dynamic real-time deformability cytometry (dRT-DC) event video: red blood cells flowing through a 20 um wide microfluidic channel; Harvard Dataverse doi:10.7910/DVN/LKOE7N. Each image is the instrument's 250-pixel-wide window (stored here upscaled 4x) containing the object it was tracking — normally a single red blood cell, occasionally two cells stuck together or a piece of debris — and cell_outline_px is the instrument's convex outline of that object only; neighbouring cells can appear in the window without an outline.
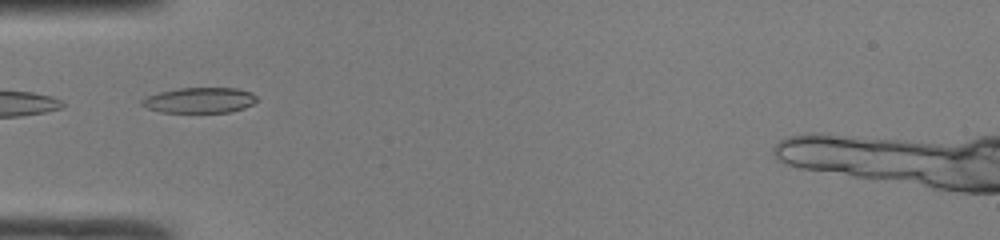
{"species": "common noctule bat (a hibernating species)", "species_latin": "Nyctalus noctula", "temperature_condition": "room temperature", "stored_images_in_passage": 32, "camera_frame_rate_fps": 3000, "um_per_image_px": 0.085, "animal": {"sex": "male", "body_mass_g": 19.0, "forearm_length_mm": 50.8}, "frame": {"image": 1, "passage_image": 1, "time_ms": 0.0, "image_size_px": [1000, 240], "cell_outline_px": [[260, 100], [244, 108], [228, 112], [160, 112], [148, 108], [140, 104], [140, 100], [148, 96], [160, 92], [180, 88], [236, 88], [252, 92]], "centroid_in_image_um": [17.0, 8.52], "position_along_channel_um": 68.0, "area_um2": 17.05}}
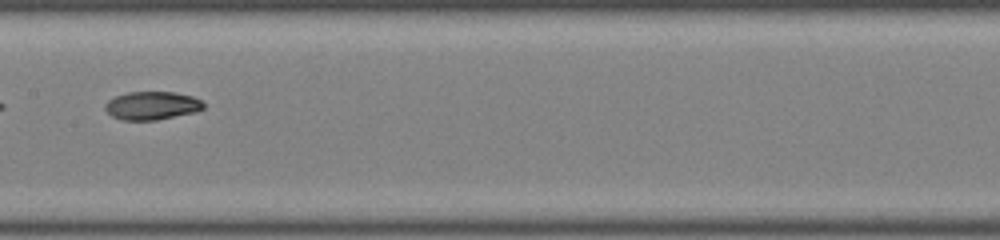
{"frame": {"image": 2, "passage_image": 10, "time_ms": 3.0, "image_size_px": [1000, 240], "cell_outline_px": [[204, 108], [192, 112], [156, 120], [120, 120], [112, 116], [104, 108], [104, 104], [108, 100], [116, 96], [128, 92], [176, 92], [192, 96], [200, 100], [204, 104]], "centroid_in_image_um": [12.87, 8.97], "position_along_channel_um": 194.5, "area_um2": 16.07}, "authors_computed_cell_mechanics": {"area_um2": 16.473, "velocity_mm_per_s": 4.2391, "shape_relaxation_time_tau1_ms": null, "shape_relaxation_time_tau2_ms": 8.9014, "deformation_change_tau1": null, "deformation_change_tau2": 0.1172}}